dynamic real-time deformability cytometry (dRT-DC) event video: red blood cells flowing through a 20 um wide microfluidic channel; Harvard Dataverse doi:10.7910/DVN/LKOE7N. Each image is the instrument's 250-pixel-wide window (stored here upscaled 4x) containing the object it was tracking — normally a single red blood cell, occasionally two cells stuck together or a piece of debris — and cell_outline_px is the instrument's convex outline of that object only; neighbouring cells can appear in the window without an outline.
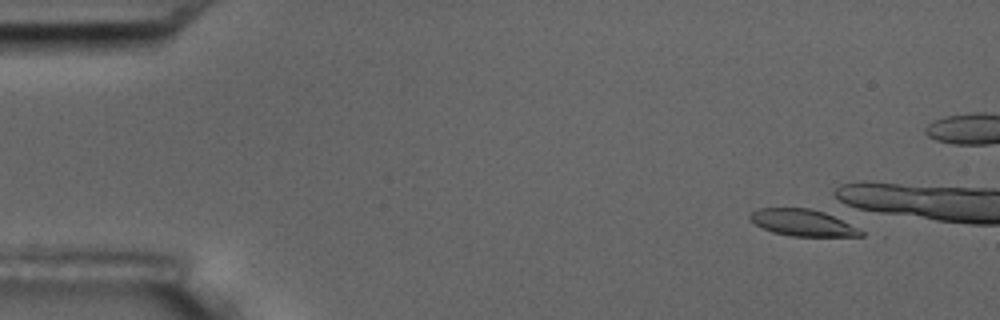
{"species": "common noctule bat (a hibernating species)", "species_latin": "Nyctalus noctula", "temperature_condition": "room temperature", "stored_images_in_passage": 2, "camera_frame_rate_fps": 3000, "um_per_image_px": 0.085, "animal": {"sex": "male", "body_mass_g": 17.5, "forearm_length_mm": 52.3}, "frame": {"image": 1, "passage_image": 2, "time_ms": 1.0, "image_size_px": [1000, 320], "cell_outline_px": [[864, 236], [792, 236], [772, 232], [756, 224], [748, 216], [752, 212], [760, 208], [808, 208], [824, 212], [860, 228], [864, 232]], "centroid_in_image_um": [68.26, 18.93], "position_along_channel_um": 16.7, "area_um2": 17.05}}